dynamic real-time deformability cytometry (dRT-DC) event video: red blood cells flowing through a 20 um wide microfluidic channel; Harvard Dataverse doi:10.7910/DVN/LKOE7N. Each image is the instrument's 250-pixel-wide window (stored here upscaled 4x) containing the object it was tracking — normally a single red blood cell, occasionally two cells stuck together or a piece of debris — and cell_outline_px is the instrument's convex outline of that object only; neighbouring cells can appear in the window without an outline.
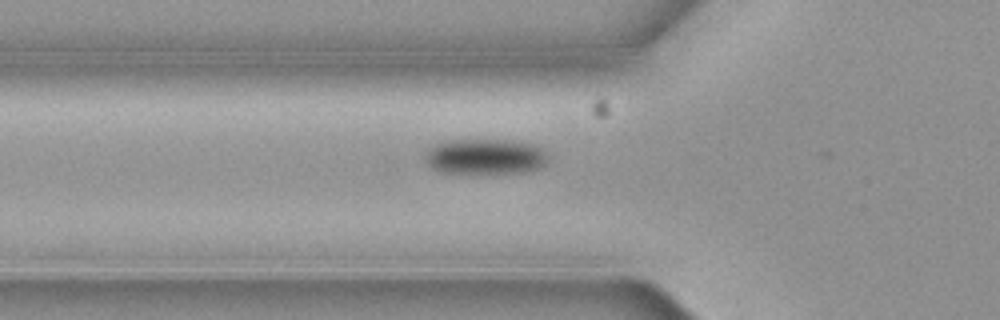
{"species": "common noctule bat (a hibernating species)", "species_latin": "Nyctalus noctula", "temperature_condition": "cold", "stored_images_in_passage": 5, "camera_frame_rate_fps": 3000, "um_per_image_px": 0.085, "animal": {"sex": "female", "body_mass_g": 19.3, "forearm_length_mm": 54.1}, "frame": {"image": 1, "passage_image": 5, "time_ms": 1.333, "image_size_px": [1000, 320], "cell_outline_px": [[548, 156], [544, 164], [536, 168], [524, 172], [440, 172], [428, 164], [424, 156], [428, 148], [436, 144], [448, 140], [508, 140], [532, 144], [540, 148]], "centroid_in_image_um": [41.2, 13.29], "position_along_channel_um": 84.6, "area_um2": 24.85}}